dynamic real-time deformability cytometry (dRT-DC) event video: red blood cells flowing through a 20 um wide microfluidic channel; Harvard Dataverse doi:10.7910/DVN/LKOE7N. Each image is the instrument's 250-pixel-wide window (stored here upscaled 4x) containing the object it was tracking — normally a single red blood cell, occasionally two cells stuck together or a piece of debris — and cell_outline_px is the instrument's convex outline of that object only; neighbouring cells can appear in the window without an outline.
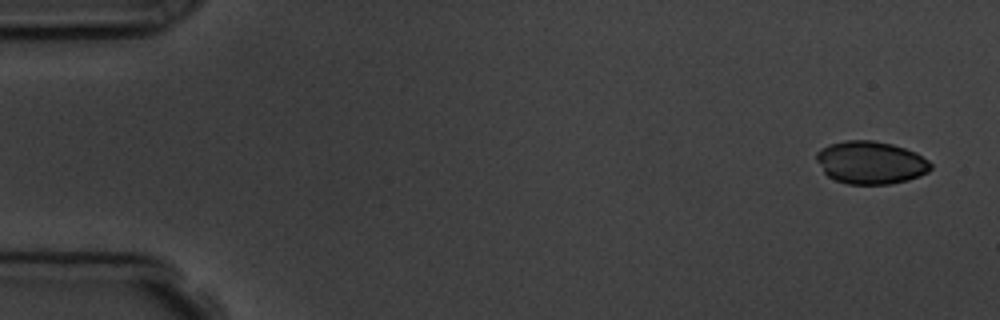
{"species": "common noctule bat (a hibernating species)", "species_latin": "Nyctalus noctula", "temperature_condition": "room temperature", "stored_images_in_passage": 5, "camera_frame_rate_fps": 3000, "um_per_image_px": 0.085, "animal": {"sex": "male", "body_mass_g": 19.5, "forearm_length_mm": 54.6}, "frame": {"image": 1, "passage_image": 1, "time_ms": 0.0, "image_size_px": [1000, 320], "cell_outline_px": [[932, 168], [928, 172], [920, 176], [908, 180], [888, 184], [848, 184], [836, 180], [828, 176], [824, 172], [816, 160], [816, 152], [820, 148], [828, 144], [844, 140], [872, 140], [892, 144], [916, 152], [928, 160], [932, 164]], "centroid_in_image_um": [74.0, 13.81], "position_along_channel_um": 11.0, "area_um2": 28.67}}